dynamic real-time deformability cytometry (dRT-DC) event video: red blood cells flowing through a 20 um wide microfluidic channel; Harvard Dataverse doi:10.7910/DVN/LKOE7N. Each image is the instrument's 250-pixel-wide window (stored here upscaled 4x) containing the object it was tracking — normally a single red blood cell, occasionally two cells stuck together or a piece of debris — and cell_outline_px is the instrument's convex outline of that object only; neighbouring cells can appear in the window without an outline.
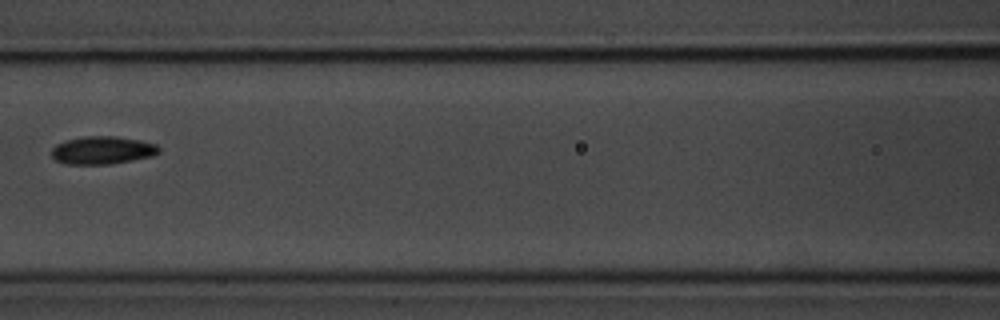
{"species": "common noctule bat (a hibernating species)", "species_latin": "Nyctalus noctula", "temperature_condition": "room temperature", "stored_images_in_passage": 10, "camera_frame_rate_fps": 3000, "um_per_image_px": 0.085, "animal": {"sex": "male", "body_mass_g": 20.1, "forearm_length_mm": 53.5}, "frame": {"image": 1, "passage_image": 7, "time_ms": 7.0, "image_size_px": [1000, 320], "cell_outline_px": [[160, 152], [152, 156], [132, 160], [108, 164], [64, 164], [56, 160], [52, 156], [52, 148], [56, 144], [64, 140], [84, 136], [116, 136], [140, 140], [156, 144], [160, 148]], "centroid_in_image_um": [8.69, 12.76], "position_along_channel_um": 157.9, "area_um2": 17.51}}
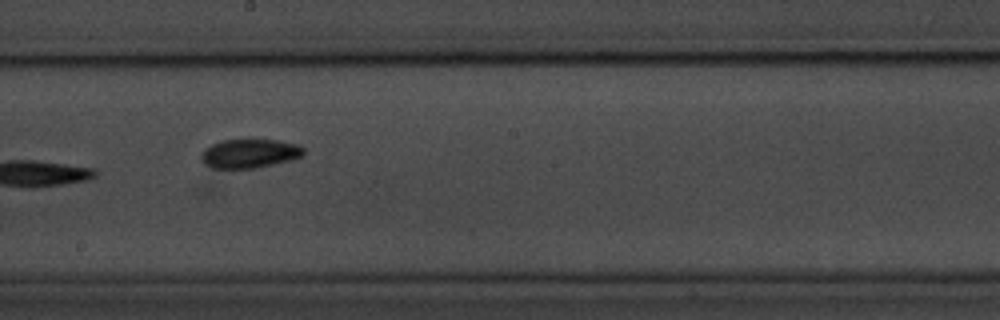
{"frame": {"image": 2, "passage_image": 9, "time_ms": 9.0, "image_size_px": [1000, 320], "cell_outline_px": [[304, 156], [292, 160], [252, 168], [212, 168], [204, 164], [200, 156], [200, 152], [204, 148], [220, 140], [276, 140], [300, 144], [304, 148]], "centroid_in_image_um": [21.21, 13.04], "position_along_channel_um": 227.0, "area_um2": 17.4}}